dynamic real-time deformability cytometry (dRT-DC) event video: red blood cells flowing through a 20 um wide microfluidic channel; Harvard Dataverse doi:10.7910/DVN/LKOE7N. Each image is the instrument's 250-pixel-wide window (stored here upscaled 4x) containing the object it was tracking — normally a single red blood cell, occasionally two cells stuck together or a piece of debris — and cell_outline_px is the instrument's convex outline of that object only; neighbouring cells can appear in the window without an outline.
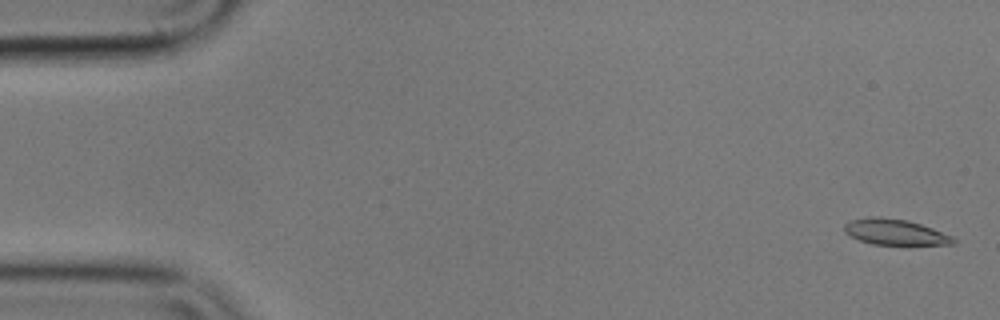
{"species": "common noctule bat (a hibernating species)", "species_latin": "Nyctalus noctula", "temperature_condition": "cold", "stored_images_in_passage": 56, "camera_frame_rate_fps": 3000, "um_per_image_px": 0.085, "animal": {"sex": "male", "body_mass_g": 17.9}, "frame": {"image": 1, "passage_image": 1, "time_ms": 0.0, "image_size_px": [1000, 320], "cell_outline_px": [[956, 244], [908, 248], [872, 244], [860, 240], [844, 232], [844, 224], [852, 220], [868, 216], [880, 216], [908, 220], [932, 228], [952, 236], [956, 240]], "centroid_in_image_um": [76.16, 19.78], "position_along_channel_um": 8.8, "area_um2": 17.46}}
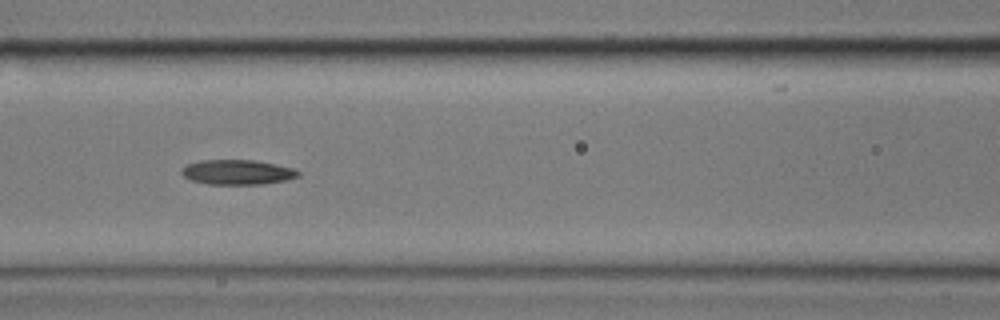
{"frame": {"image": 2, "passage_image": 23, "time_ms": 7.333, "image_size_px": [1000, 320], "cell_outline_px": [[300, 176], [284, 180], [260, 184], [208, 184], [192, 180], [184, 176], [180, 172], [180, 168], [188, 164], [200, 160], [256, 160], [292, 168], [300, 172]], "centroid_in_image_um": [20.14, 14.63], "position_along_channel_um": 146.5, "area_um2": 16.76}}
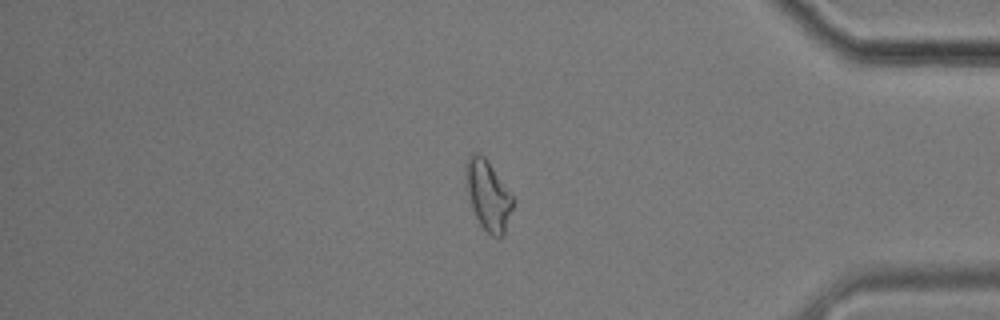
{"frame": {"image": 3, "passage_image": 46, "time_ms": 15.0, "image_size_px": [1000, 320], "cell_outline_px": [[516, 200], [504, 236], [492, 236], [480, 224], [472, 208], [468, 192], [464, 172], [464, 164], [468, 156], [472, 152], [480, 152], [488, 160]], "centroid_in_image_um": [41.5, 16.55], "position_along_channel_um": 393.7, "area_um2": 19.54}, "authors_computed_cell_mechanics": {"area_um2": 17.4267, "velocity_mm_per_s": 3.5946, "shape_relaxation_time_tau1_ms": null, "shape_relaxation_time_tau2_ms": 10.045, "deformation_change_tau1": null, "deformation_change_tau2": 0.2238}}